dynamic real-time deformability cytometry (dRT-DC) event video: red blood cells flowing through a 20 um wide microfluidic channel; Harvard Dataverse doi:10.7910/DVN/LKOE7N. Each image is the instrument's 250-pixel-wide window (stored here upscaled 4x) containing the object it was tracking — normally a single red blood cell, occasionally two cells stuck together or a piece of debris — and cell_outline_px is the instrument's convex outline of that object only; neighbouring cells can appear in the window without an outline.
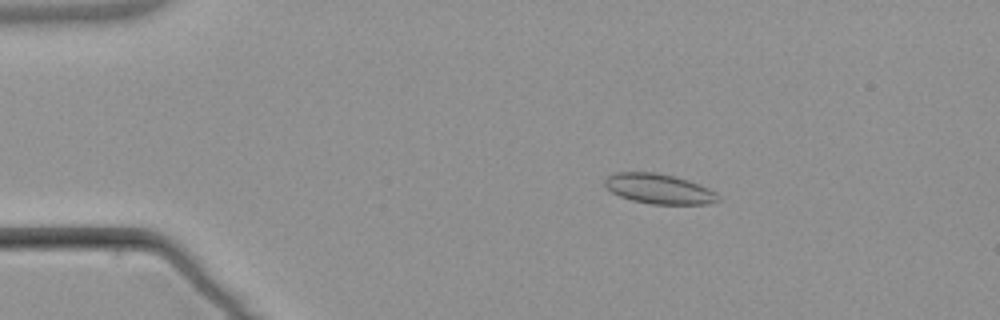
{"species": "common noctule bat (a hibernating species)", "species_latin": "Nyctalus noctula", "temperature_condition": "warm", "stored_images_in_passage": 7, "camera_frame_rate_fps": 3000, "um_per_image_px": 0.085, "animal": {"sex": "male", "body_mass_g": 21.5, "forearm_length_mm": 52.0}, "frame": {"image": 1, "passage_image": 2, "time_ms": 1.333, "image_size_px": [1000, 320], "cell_outline_px": [[720, 200], [708, 204], [652, 204], [632, 200], [620, 196], [612, 192], [604, 184], [604, 180], [608, 176], [616, 172], [656, 172], [688, 180], [708, 188], [716, 192], [720, 196]], "centroid_in_image_um": [56.02, 16.05], "position_along_channel_um": 29.0, "area_um2": 19.71}}
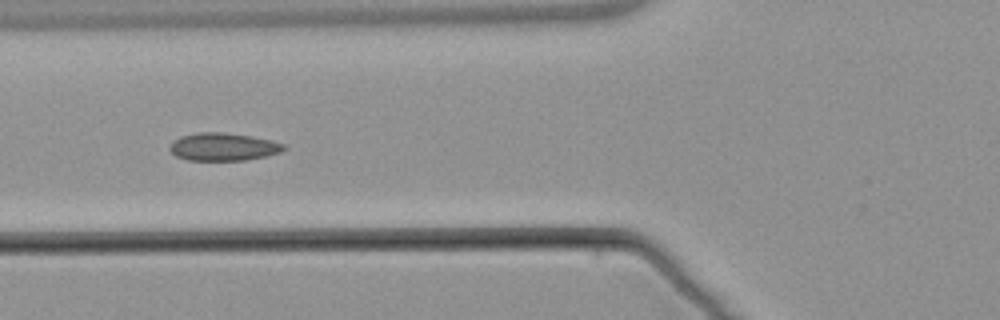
{"frame": {"image": 2, "passage_image": 5, "time_ms": 5.0, "image_size_px": [1000, 320], "cell_outline_px": [[288, 148], [280, 152], [248, 160], [188, 160], [176, 156], [168, 148], [180, 136], [196, 132], [224, 132], [252, 136], [272, 140], [284, 144]], "centroid_in_image_um": [19.0, 12.47], "position_along_channel_um": 106.8, "area_um2": 18.5}}
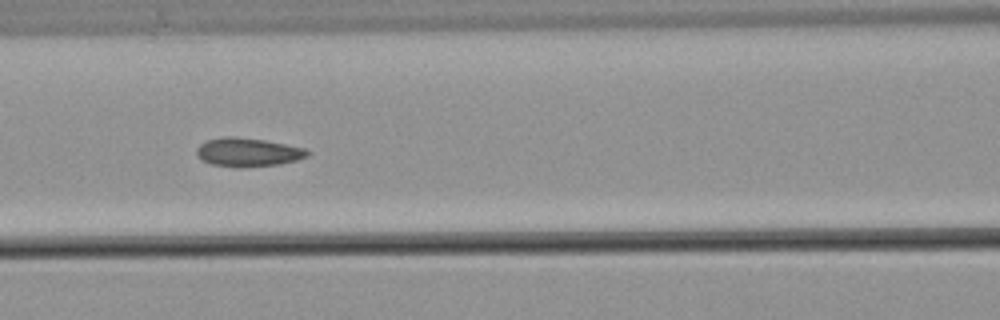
{"frame": {"image": 3, "passage_image": 6, "time_ms": 6.0, "image_size_px": [1000, 320], "cell_outline_px": [[308, 156], [296, 160], [280, 164], [240, 168], [236, 168], [212, 164], [200, 160], [196, 156], [196, 148], [200, 144], [208, 140], [224, 136], [236, 136], [264, 140], [304, 148], [308, 152]], "centroid_in_image_um": [21.01, 12.95], "position_along_channel_um": 145.6, "area_um2": 18.61}}